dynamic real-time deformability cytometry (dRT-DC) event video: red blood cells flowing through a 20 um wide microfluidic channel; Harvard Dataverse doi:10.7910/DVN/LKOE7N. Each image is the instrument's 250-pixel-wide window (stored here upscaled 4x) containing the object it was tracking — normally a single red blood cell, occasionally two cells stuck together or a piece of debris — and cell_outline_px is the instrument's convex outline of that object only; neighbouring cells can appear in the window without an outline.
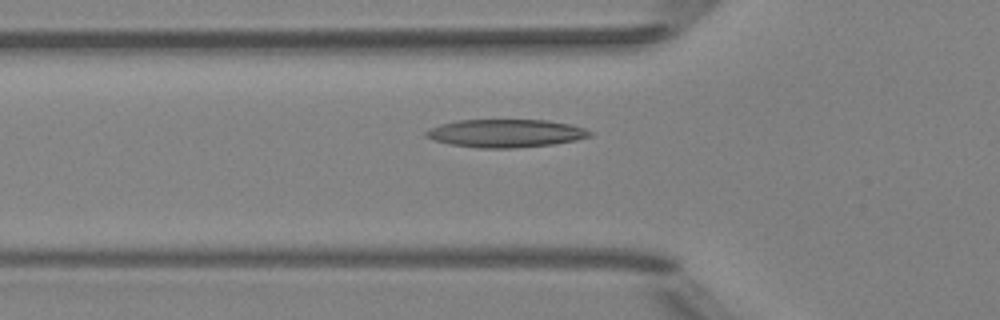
{"species": "Egyptian fruit bat (a non-hibernating species)", "species_latin": "Rousettus aegyptiacus", "temperature_condition": "room temperature", "stored_images_in_passage": 49, "camera_frame_rate_fps": 3000, "um_per_image_px": 0.085, "animal": {"sex": "female"}, "frame": {"image": 1, "passage_image": 17, "time_ms": 5.333, "image_size_px": [1000, 320], "cell_outline_px": [[592, 136], [576, 140], [552, 144], [512, 148], [480, 148], [448, 144], [424, 136], [424, 132], [440, 124], [456, 120], [548, 120], [568, 124], [584, 128], [592, 132]], "centroid_in_image_um": [42.98, 11.33], "position_along_channel_um": 82.8, "area_um2": 26.65}}
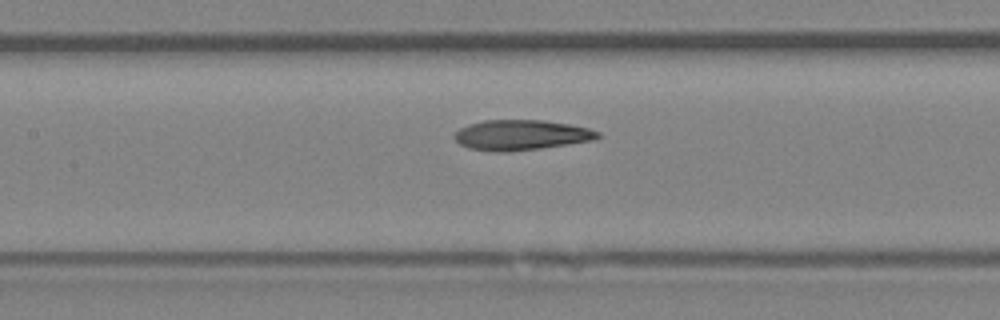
{"frame": {"image": 2, "passage_image": 23, "time_ms": 7.333, "image_size_px": [1000, 320], "cell_outline_px": [[600, 136], [596, 140], [540, 148], [508, 152], [496, 152], [468, 148], [460, 144], [452, 136], [460, 128], [468, 124], [484, 120], [544, 120], [568, 124], [588, 128], [600, 132]], "centroid_in_image_um": [44.29, 11.48], "position_along_channel_um": 163.1, "area_um2": 25.32}}
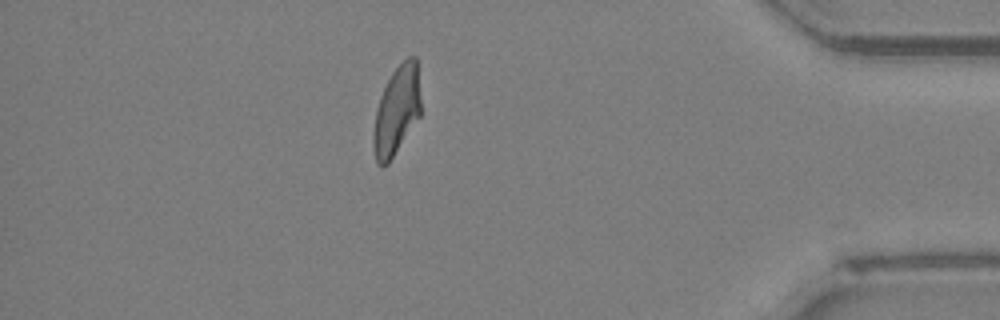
{"frame": {"image": 3, "passage_image": 44, "time_ms": 14.333, "image_size_px": [1000, 320], "cell_outline_px": [[420, 116], [388, 164], [380, 168], [376, 164], [372, 148], [372, 136], [376, 108], [380, 96], [392, 72], [408, 56], [416, 56], [420, 100]], "centroid_in_image_um": [33.68, 9.46], "position_along_channel_um": 401.5, "area_um2": 24.62}}